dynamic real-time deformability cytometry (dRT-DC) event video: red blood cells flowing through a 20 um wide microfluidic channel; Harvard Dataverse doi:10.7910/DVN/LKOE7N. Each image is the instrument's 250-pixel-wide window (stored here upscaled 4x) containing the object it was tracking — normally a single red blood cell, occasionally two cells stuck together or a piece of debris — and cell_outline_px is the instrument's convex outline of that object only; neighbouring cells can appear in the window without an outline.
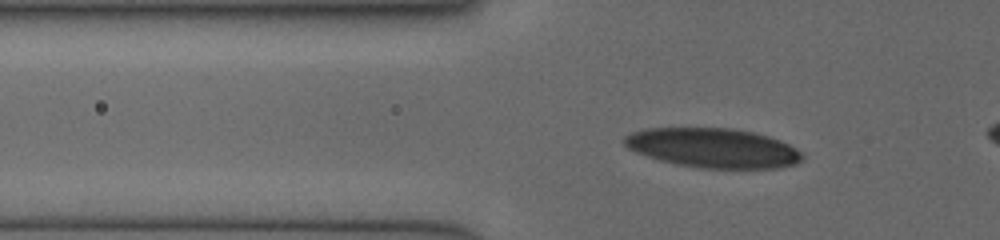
{"species": "human", "species_latin": "Homo sapiens", "temperature_condition": "cold", "stored_images_in_passage": 38, "camera_frame_rate_fps": 3000, "um_per_image_px": 0.085, "donor": {"sex": "female"}, "frame": {"image": 1, "passage_image": 2, "time_ms": 0.333, "image_size_px": [1000, 240], "cell_outline_px": [[804, 160], [796, 164], [780, 168], [700, 168], [676, 164], [660, 160], [636, 152], [628, 148], [624, 144], [624, 136], [632, 132], [644, 128], [732, 128], [752, 132], [768, 136], [780, 140], [796, 148], [804, 156]], "centroid_in_image_um": [60.63, 12.58], "position_along_channel_um": 65.2, "area_um2": 41.04}}
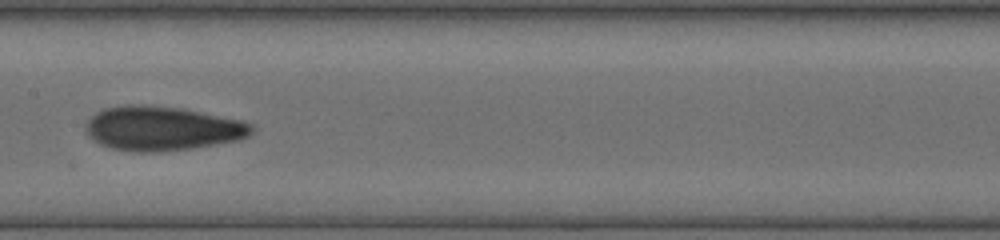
{"frame": {"image": 2, "passage_image": 19, "time_ms": 3.667, "image_size_px": [1000, 240], "cell_outline_px": [[256, 128], [248, 136], [240, 140], [192, 148], [160, 152], [136, 152], [108, 148], [92, 140], [84, 132], [84, 124], [96, 112], [104, 108], [128, 104], [140, 104], [176, 108], [200, 112], [244, 120], [256, 124]], "centroid_in_image_um": [13.78, 10.93], "position_along_channel_um": 193.6, "area_um2": 43.35}}
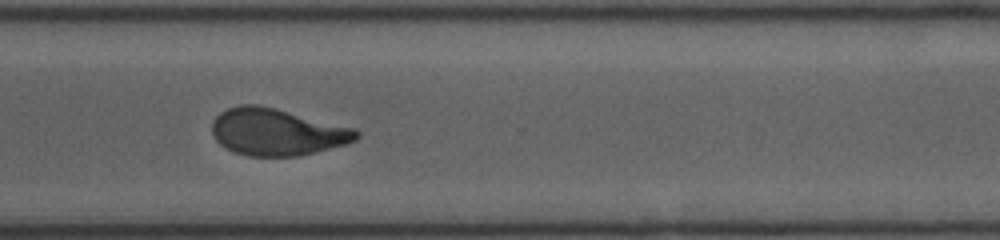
{"frame": {"image": 3, "passage_image": 37, "time_ms": 7.333, "image_size_px": [1000, 240], "cell_outline_px": [[360, 136], [356, 140], [348, 144], [296, 156], [248, 156], [236, 152], [220, 144], [216, 140], [212, 132], [212, 120], [220, 112], [228, 108], [240, 104], [256, 104], [276, 108], [356, 128], [360, 132]], "centroid_in_image_um": [23.56, 11.2], "position_along_channel_um": 347.0, "area_um2": 39.59}}